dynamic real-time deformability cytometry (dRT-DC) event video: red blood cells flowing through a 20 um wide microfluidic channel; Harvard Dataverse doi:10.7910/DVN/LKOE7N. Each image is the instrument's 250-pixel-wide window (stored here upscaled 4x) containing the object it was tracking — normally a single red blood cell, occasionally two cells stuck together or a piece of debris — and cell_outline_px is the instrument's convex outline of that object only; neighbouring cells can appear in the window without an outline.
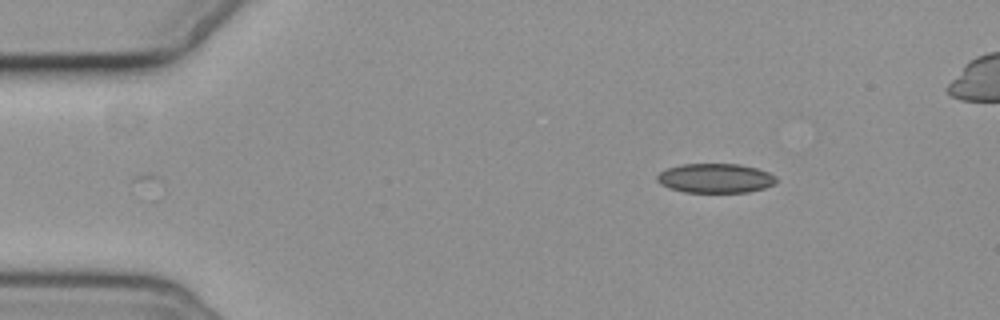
{"species": "common noctule bat (a hibernating species)", "species_latin": "Nyctalus noctula", "temperature_condition": "cold", "stored_images_in_passage": 3, "camera_frame_rate_fps": 3000, "um_per_image_px": 0.085, "animal": {"sex": "female", "body_mass_g": 19.3, "forearm_length_mm": 54.1}, "frame": {"image": 1, "passage_image": 1, "time_ms": 0.0, "image_size_px": [1000, 320], "cell_outline_px": [[776, 184], [764, 188], [748, 192], [684, 192], [668, 188], [660, 184], [656, 180], [656, 176], [664, 168], [680, 164], [740, 164], [756, 168], [768, 172], [776, 176]], "centroid_in_image_um": [60.77, 15.14], "position_along_channel_um": 24.2, "area_um2": 20.63}}